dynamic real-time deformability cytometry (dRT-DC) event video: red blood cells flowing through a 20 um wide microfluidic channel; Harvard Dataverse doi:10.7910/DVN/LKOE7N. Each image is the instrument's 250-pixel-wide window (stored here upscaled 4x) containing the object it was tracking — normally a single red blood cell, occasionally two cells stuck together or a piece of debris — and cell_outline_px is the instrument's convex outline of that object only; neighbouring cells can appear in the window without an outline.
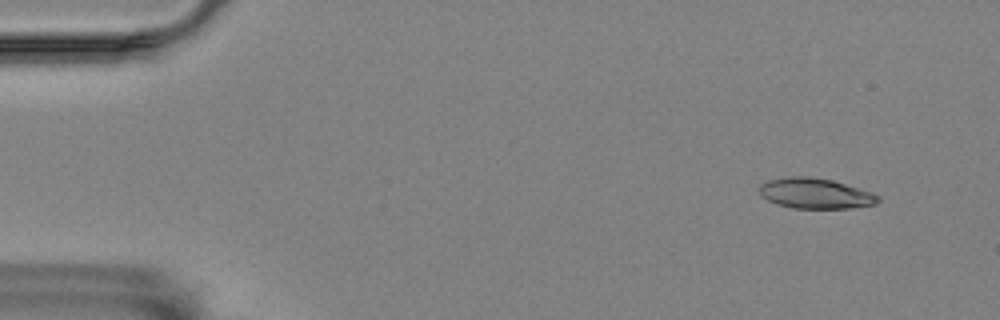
{"species": "Egyptian fruit bat (a non-hibernating species)", "species_latin": "Rousettus aegyptiacus", "temperature_condition": "room temperature", "stored_images_in_passage": 4, "camera_frame_rate_fps": 3000, "um_per_image_px": 0.085, "animal": {"sex": "female"}, "frame": {"image": 1, "passage_image": 1, "time_ms": 0.0, "image_size_px": [1000, 320], "cell_outline_px": [[880, 200], [876, 204], [852, 208], [792, 208], [776, 204], [760, 196], [760, 184], [768, 180], [792, 176], [808, 176], [832, 180], [872, 192], [880, 196]], "centroid_in_image_um": [69.31, 16.44], "position_along_channel_um": 15.7, "area_um2": 21.1}}